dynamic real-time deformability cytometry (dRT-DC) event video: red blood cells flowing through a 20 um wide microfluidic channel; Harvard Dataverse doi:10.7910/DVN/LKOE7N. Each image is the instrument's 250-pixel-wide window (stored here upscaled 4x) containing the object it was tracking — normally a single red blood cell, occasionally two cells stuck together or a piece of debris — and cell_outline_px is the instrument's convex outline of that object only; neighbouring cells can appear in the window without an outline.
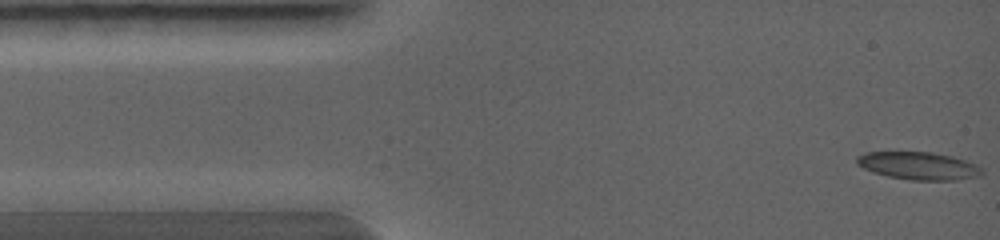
{"species": "common noctule bat (a hibernating species)", "species_latin": "Nyctalus noctula", "temperature_condition": "warm", "stored_images_in_passage": 48, "camera_frame_rate_fps": 5000, "um_per_image_px": 0.085, "animal": {"sex": "female", "body_mass_g": 19.0, "forearm_length_mm": 56.7}, "frame": {"image": 1, "passage_image": 1, "time_ms": 0.0, "image_size_px": [1000, 240], "cell_outline_px": [[984, 172], [980, 176], [956, 180], [908, 180], [888, 176], [872, 172], [856, 164], [856, 156], [864, 152], [932, 152], [952, 156], [964, 160], [980, 168]], "centroid_in_image_um": [78.03, 14.09], "position_along_channel_um": 7.0, "area_um2": 20.17}}
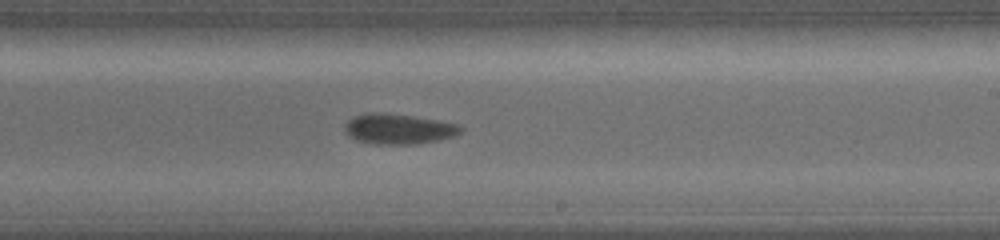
{"frame": {"image": 2, "passage_image": 17, "time_ms": 5.2, "image_size_px": [1000, 240], "cell_outline_px": [[464, 128], [456, 136], [440, 140], [416, 144], [376, 144], [356, 140], [348, 136], [344, 132], [344, 124], [348, 120], [356, 116], [372, 112], [384, 112], [412, 116], [436, 120], [456, 124]], "centroid_in_image_um": [33.86, 10.97], "position_along_channel_um": 255.1, "area_um2": 20.52}}
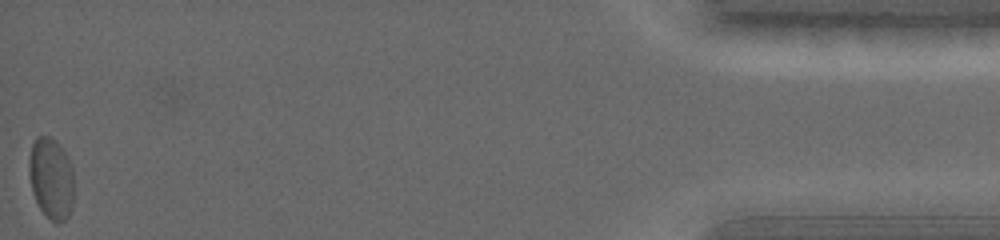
{"frame": {"image": 3, "passage_image": 47, "time_ms": 9.8, "image_size_px": [1000, 240], "cell_outline_px": [[72, 208], [68, 216], [64, 220], [56, 224], [40, 208], [32, 192], [28, 172], [28, 160], [32, 144], [36, 136], [48, 136], [56, 140], [68, 156], [72, 168]], "centroid_in_image_um": [4.33, 15.12], "position_along_channel_um": 430.9, "area_um2": 21.33}}